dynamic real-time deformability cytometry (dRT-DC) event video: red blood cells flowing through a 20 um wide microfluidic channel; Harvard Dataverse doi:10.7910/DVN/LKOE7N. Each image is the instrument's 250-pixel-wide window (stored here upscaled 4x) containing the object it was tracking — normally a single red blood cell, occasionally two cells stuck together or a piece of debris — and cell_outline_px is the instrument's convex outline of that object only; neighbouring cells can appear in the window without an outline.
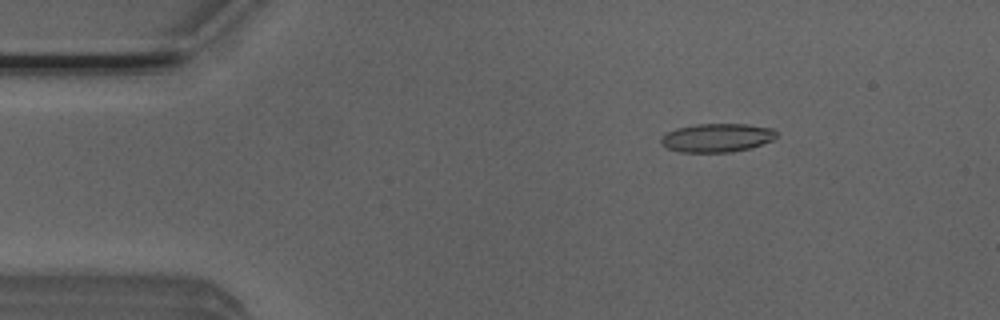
{"species": "Egyptian fruit bat (a non-hibernating species)", "species_latin": "Rousettus aegyptiacus", "temperature_condition": "room temperature", "stored_images_in_passage": 5, "camera_frame_rate_fps": 3000, "um_per_image_px": 0.085, "animal": {"sex": "male"}, "frame": {"image": 1, "passage_image": 2, "time_ms": 0.333, "image_size_px": [1000, 320], "cell_outline_px": [[776, 136], [772, 140], [748, 148], [732, 152], [680, 152], [668, 148], [660, 144], [660, 136], [676, 128], [696, 124], [748, 124], [772, 128], [776, 132]], "centroid_in_image_um": [60.89, 11.7], "position_along_channel_um": 24.1, "area_um2": 19.19}}